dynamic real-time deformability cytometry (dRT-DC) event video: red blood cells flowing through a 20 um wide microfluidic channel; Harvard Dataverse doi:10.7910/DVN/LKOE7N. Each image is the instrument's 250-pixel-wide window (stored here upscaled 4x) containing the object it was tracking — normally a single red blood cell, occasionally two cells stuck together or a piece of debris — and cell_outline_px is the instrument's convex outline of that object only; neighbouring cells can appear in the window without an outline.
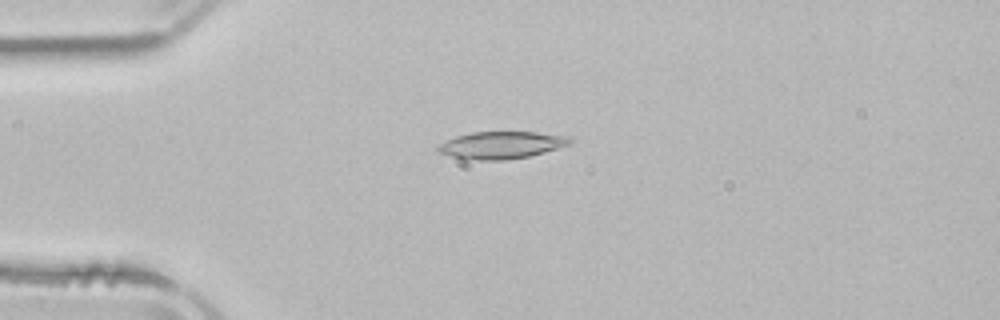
{"species": "common noctule bat (a hibernating species)", "species_latin": "Nyctalus noctula", "temperature_condition": "room temperature", "stored_images_in_passage": 5, "camera_frame_rate_fps": 3000, "um_per_image_px": 0.085, "animal": {"sex": "male", "body_mass_g": 21.5, "forearm_length_mm": 52.0}, "frame": {"image": 1, "passage_image": 4, "time_ms": 3.667, "image_size_px": [1000, 320], "cell_outline_px": [[572, 140], [568, 144], [544, 152], [528, 156], [508, 160], [468, 160], [452, 156], [440, 152], [436, 148], [440, 144], [456, 136], [472, 132], [536, 132], [572, 136]], "centroid_in_image_um": [42.63, 12.33], "position_along_channel_um": 42.4, "area_um2": 20.81}}